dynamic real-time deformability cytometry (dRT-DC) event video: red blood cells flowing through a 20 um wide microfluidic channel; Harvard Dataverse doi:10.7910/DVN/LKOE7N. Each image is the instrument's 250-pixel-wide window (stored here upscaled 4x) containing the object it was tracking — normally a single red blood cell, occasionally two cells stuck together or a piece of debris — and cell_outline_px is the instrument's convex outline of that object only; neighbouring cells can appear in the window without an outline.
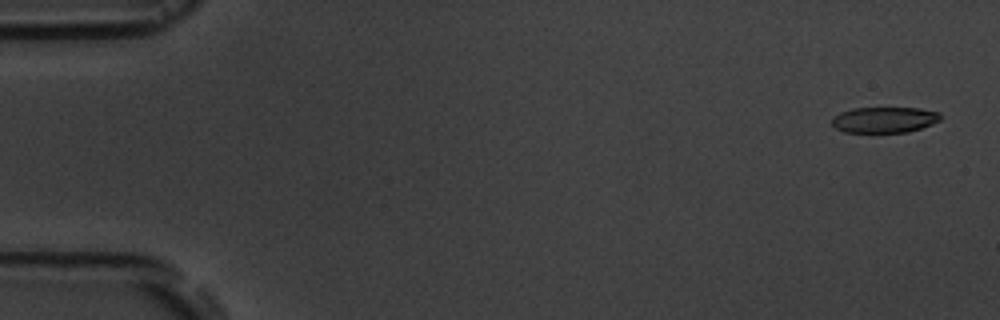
{"species": "common noctule bat (a hibernating species)", "species_latin": "Nyctalus noctula", "temperature_condition": "room temperature", "stored_images_in_passage": 10, "camera_frame_rate_fps": 3000, "um_per_image_px": 0.085, "animal": {"sex": "male", "body_mass_g": 19.5, "forearm_length_mm": 54.6}, "frame": {"image": 1, "passage_image": 1, "time_ms": 0.0, "image_size_px": [1000, 320], "cell_outline_px": [[940, 120], [932, 124], [908, 132], [844, 132], [836, 128], [832, 124], [832, 116], [840, 112], [852, 108], [920, 108], [940, 112]], "centroid_in_image_um": [75.16, 10.17], "position_along_channel_um": 9.8, "area_um2": 16.36}}
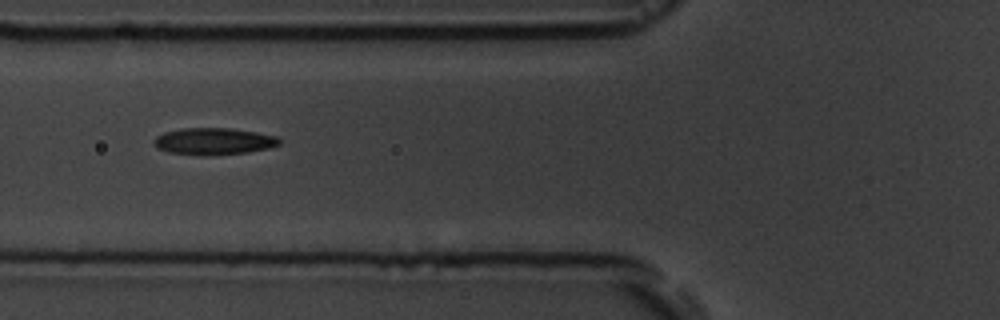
{"frame": {"image": 2, "passage_image": 6, "time_ms": 6.333, "image_size_px": [1000, 320], "cell_outline_px": [[280, 144], [268, 148], [248, 152], [204, 156], [168, 152], [156, 148], [152, 140], [156, 136], [164, 132], [180, 128], [232, 128], [256, 132], [276, 136], [280, 140]], "centroid_in_image_um": [18.12, 12.01], "position_along_channel_um": 107.7, "area_um2": 19.77}}
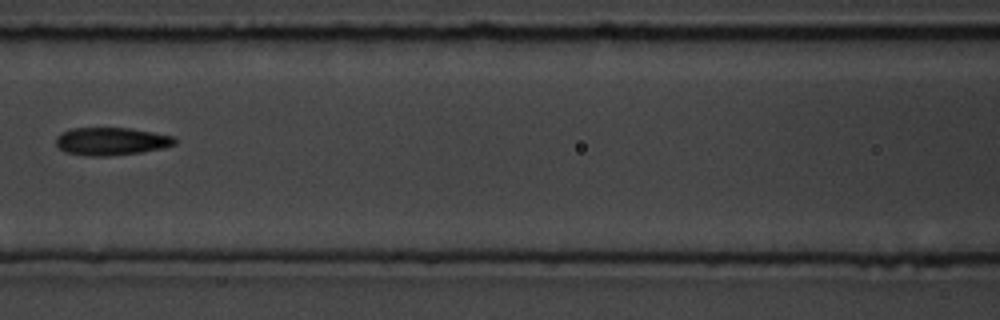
{"frame": {"image": 3, "passage_image": 7, "time_ms": 7.667, "image_size_px": [1000, 320], "cell_outline_px": [[176, 144], [160, 148], [140, 152], [108, 156], [92, 156], [64, 152], [56, 144], [56, 136], [72, 128], [132, 128], [172, 136], [176, 140]], "centroid_in_image_um": [9.44, 12.01], "position_along_channel_um": 157.2, "area_um2": 19.02}}